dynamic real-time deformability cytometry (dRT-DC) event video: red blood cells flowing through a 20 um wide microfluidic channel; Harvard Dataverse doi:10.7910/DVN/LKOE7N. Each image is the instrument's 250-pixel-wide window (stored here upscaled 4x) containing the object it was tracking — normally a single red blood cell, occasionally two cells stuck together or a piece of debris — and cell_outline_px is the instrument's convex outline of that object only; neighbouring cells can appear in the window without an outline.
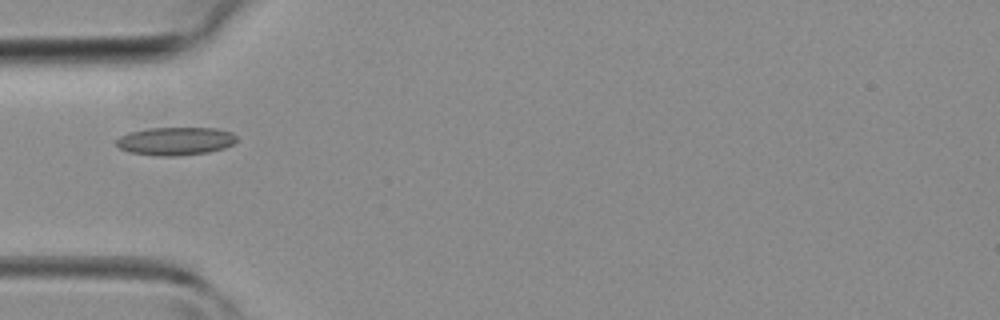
{"species": "common noctule bat (a hibernating species)", "species_latin": "Nyctalus noctula", "temperature_condition": "room temperature", "stored_images_in_passage": 29, "camera_frame_rate_fps": 3000, "um_per_image_px": 0.085, "animal": {"sex": "female", "body_mass_g": 19.3, "forearm_length_mm": 54.1}, "frame": {"image": 1, "passage_image": 1, "time_ms": 0.0, "image_size_px": [1000, 320], "cell_outline_px": [[236, 140], [232, 144], [224, 148], [208, 152], [176, 156], [156, 156], [128, 152], [120, 148], [116, 144], [116, 140], [120, 136], [128, 132], [148, 128], [216, 128], [232, 132], [236, 136]], "centroid_in_image_um": [14.89, 11.99], "position_along_channel_um": 70.1, "area_um2": 19.77}}
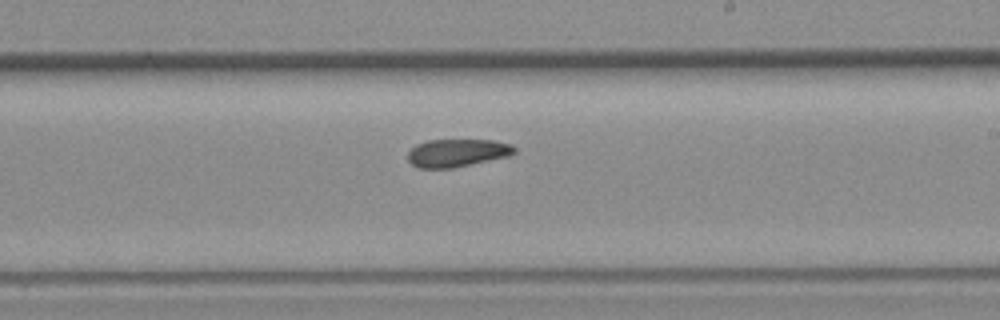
{"frame": {"image": 2, "passage_image": 12, "time_ms": 3.667, "image_size_px": [1000, 320], "cell_outline_px": [[516, 152], [508, 156], [452, 168], [416, 168], [408, 160], [408, 152], [416, 144], [428, 140], [492, 140], [512, 144], [516, 148]], "centroid_in_image_um": [38.85, 12.99], "position_along_channel_um": 250.2, "area_um2": 17.28}}
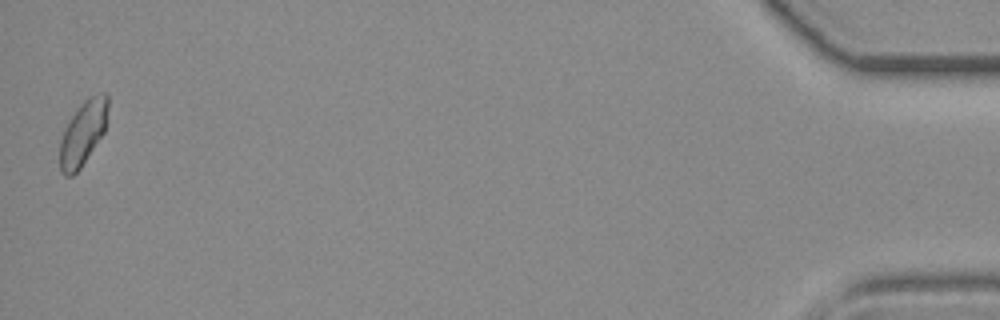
{"frame": {"image": 3, "passage_image": 29, "time_ms": 9.333, "image_size_px": [1000, 320], "cell_outline_px": [[108, 120], [104, 132], [80, 168], [72, 176], [64, 176], [60, 172], [60, 140], [64, 128], [76, 108], [88, 96], [100, 92], [104, 92], [108, 96]], "centroid_in_image_um": [7.06, 11.26], "position_along_channel_um": 428.1, "area_um2": 18.32}}